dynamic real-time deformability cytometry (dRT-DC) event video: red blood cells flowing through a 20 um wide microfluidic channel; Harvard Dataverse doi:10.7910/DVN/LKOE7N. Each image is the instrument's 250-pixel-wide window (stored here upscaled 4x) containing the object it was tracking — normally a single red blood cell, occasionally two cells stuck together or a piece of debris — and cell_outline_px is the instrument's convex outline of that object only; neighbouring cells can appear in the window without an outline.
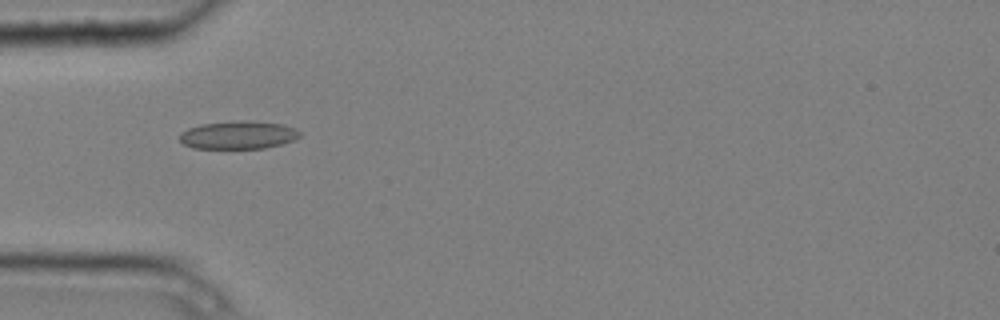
{"species": "common noctule bat (a hibernating species)", "species_latin": "Nyctalus noctula", "temperature_condition": "cold", "stored_images_in_passage": 8, "camera_frame_rate_fps": 3000, "um_per_image_px": 0.085, "animal": {"sex": "male", "body_mass_g": 20.4}, "frame": {"image": 1, "passage_image": 4, "time_ms": 1.0, "image_size_px": [1000, 320], "cell_outline_px": [[300, 136], [296, 140], [264, 148], [192, 148], [184, 144], [180, 140], [180, 132], [188, 128], [200, 124], [240, 120], [248, 120], [284, 124], [296, 128], [300, 132]], "centroid_in_image_um": [20.27, 11.46], "position_along_channel_um": 64.7, "area_um2": 19.77}}
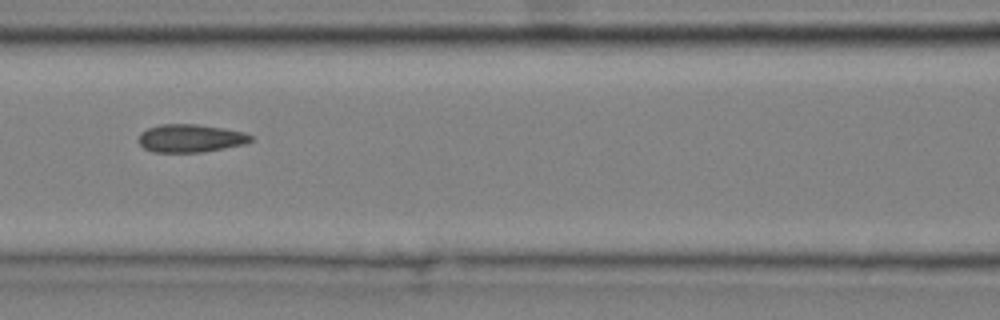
{"frame": {"image": 2, "passage_image": 6, "time_ms": 1.667, "image_size_px": [1000, 320], "cell_outline_px": [[252, 140], [244, 144], [204, 152], [152, 152], [144, 148], [140, 144], [140, 132], [148, 128], [160, 124], [196, 124], [224, 128], [244, 132], [252, 136]], "centroid_in_image_um": [16.19, 11.75], "position_along_channel_um": 150.4, "area_um2": 18.26}}
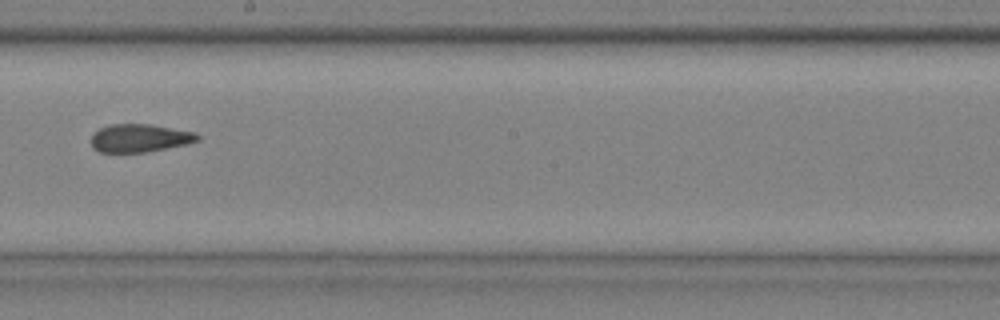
{"frame": {"image": 3, "passage_image": 8, "time_ms": 2.333, "image_size_px": [1000, 320], "cell_outline_px": [[200, 140], [188, 144], [144, 152], [100, 152], [92, 148], [92, 136], [100, 128], [108, 124], [152, 124], [196, 132], [200, 136]], "centroid_in_image_um": [11.91, 11.73], "position_along_channel_um": 236.3, "area_um2": 17.46}}